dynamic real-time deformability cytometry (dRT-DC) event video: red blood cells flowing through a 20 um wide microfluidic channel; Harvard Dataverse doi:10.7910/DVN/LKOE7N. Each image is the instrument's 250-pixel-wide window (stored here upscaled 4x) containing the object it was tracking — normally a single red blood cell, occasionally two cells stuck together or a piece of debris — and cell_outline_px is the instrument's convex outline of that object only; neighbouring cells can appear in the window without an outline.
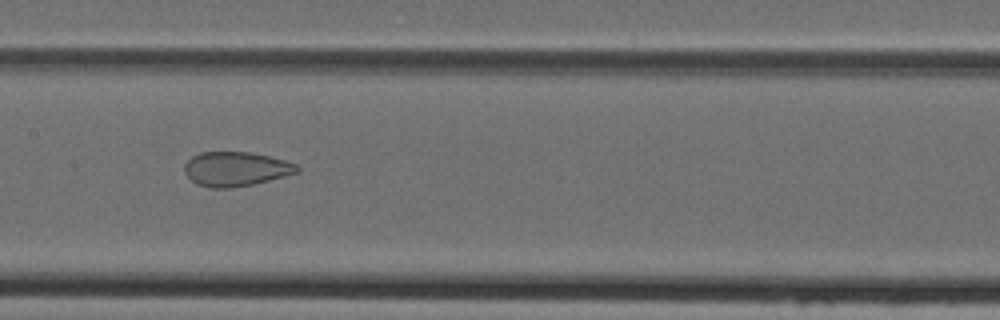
{"species": "Egyptian fruit bat (a non-hibernating species)", "species_latin": "Rousettus aegyptiacus", "temperature_condition": "cold", "stored_images_in_passage": 35, "camera_frame_rate_fps": 3000, "um_per_image_px": 0.085, "animal": {"sex": "female"}, "frame": {"image": 1, "passage_image": 15, "time_ms": 4.667, "image_size_px": [1000, 320], "cell_outline_px": [[300, 172], [252, 184], [228, 188], [212, 188], [196, 184], [184, 172], [184, 164], [192, 156], [200, 152], [248, 152], [268, 156], [284, 160], [296, 164], [300, 168]], "centroid_in_image_um": [20.03, 14.36], "position_along_channel_um": 187.4, "area_um2": 22.43}}
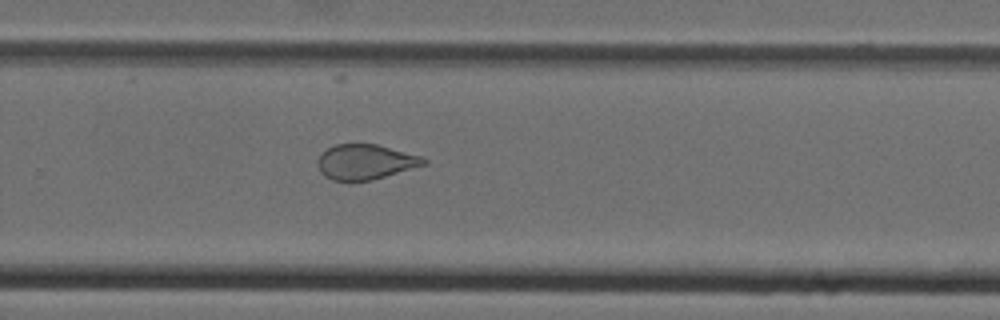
{"frame": {"image": 2, "passage_image": 23, "time_ms": 7.333, "image_size_px": [1000, 320], "cell_outline_px": [[428, 164], [372, 180], [332, 180], [324, 176], [320, 172], [316, 164], [316, 160], [328, 148], [336, 144], [376, 144], [420, 156], [428, 160]], "centroid_in_image_um": [31.05, 13.76], "position_along_channel_um": 298.8, "area_um2": 21.56}}
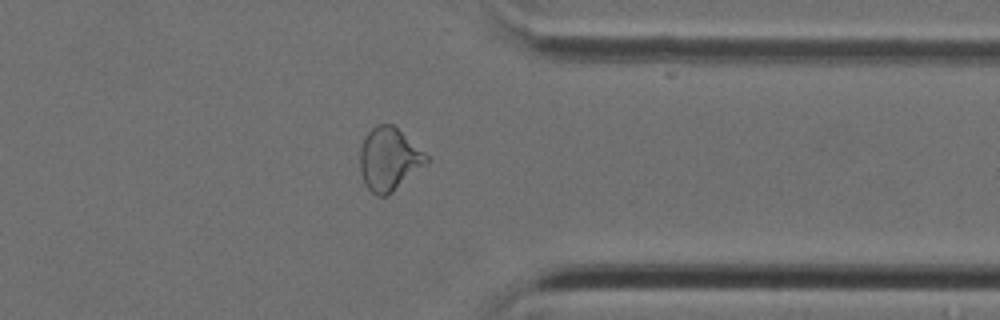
{"frame": {"image": 3, "passage_image": 29, "time_ms": 9.333, "image_size_px": [1000, 320], "cell_outline_px": [[428, 164], [388, 196], [376, 196], [368, 188], [360, 172], [360, 148], [364, 136], [376, 124], [392, 124], [424, 152], [428, 156]], "centroid_in_image_um": [33.07, 13.55], "position_along_channel_um": 378.3, "area_um2": 24.45}}